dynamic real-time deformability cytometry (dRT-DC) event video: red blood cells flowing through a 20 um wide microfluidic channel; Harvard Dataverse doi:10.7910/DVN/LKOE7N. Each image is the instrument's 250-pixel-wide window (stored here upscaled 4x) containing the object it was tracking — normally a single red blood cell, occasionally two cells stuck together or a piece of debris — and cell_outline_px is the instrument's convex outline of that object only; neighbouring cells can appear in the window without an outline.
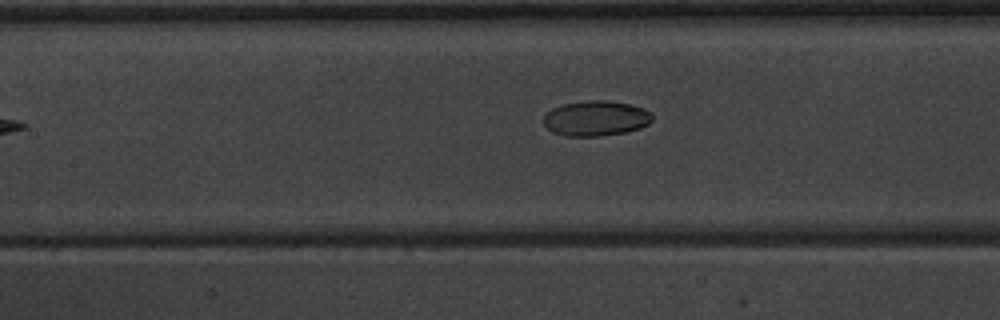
{"species": "common noctule bat (a hibernating species)", "species_latin": "Nyctalus noctula", "temperature_condition": "warm", "stored_images_in_passage": 4, "camera_frame_rate_fps": 3000, "um_per_image_px": 0.085, "animal": {"sex": "male", "body_mass_g": 20.1, "forearm_length_mm": 53.5}, "frame": {"image": 1, "passage_image": 4, "time_ms": 3.667, "image_size_px": [1000, 320], "cell_outline_px": [[652, 120], [648, 124], [640, 128], [624, 132], [600, 136], [564, 136], [552, 132], [544, 124], [544, 112], [560, 104], [584, 100], [612, 100], [644, 108], [652, 112]], "centroid_in_image_um": [50.62, 10.04], "position_along_channel_um": 156.8, "area_um2": 22.66}}